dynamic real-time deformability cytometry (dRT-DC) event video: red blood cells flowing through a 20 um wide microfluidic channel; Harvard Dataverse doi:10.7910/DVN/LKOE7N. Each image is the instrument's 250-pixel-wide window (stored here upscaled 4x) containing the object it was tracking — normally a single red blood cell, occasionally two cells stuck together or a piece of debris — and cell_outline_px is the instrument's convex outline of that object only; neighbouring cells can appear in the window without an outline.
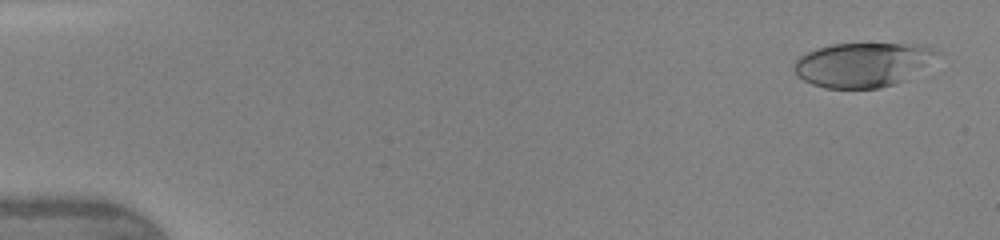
{"species": "human", "species_latin": "Homo sapiens", "temperature_condition": "warm", "stored_images_in_passage": 46, "camera_frame_rate_fps": 3000, "um_per_image_px": 0.085, "donor": {"sex": "female"}, "frame": {"image": 1, "passage_image": 2, "time_ms": 0.333, "image_size_px": [1000, 240], "cell_outline_px": [[932, 52], [924, 64], [904, 80], [880, 88], [824, 88], [812, 84], [796, 76], [792, 68], [796, 60], [800, 56], [816, 48], [832, 44], [916, 44], [932, 48]], "centroid_in_image_um": [73.13, 5.51], "position_along_channel_um": 11.9, "area_um2": 35.84}}
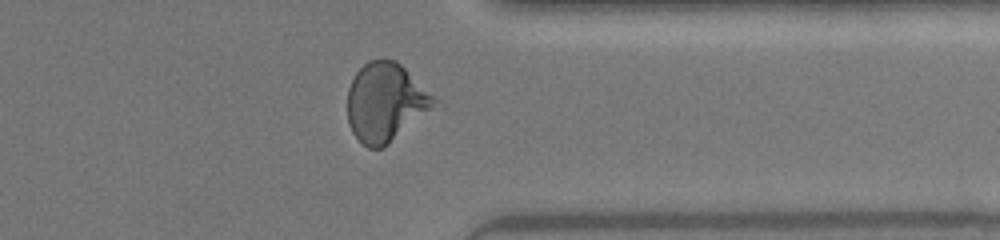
{"frame": {"image": 2, "passage_image": 37, "time_ms": 12.0, "image_size_px": [1000, 240], "cell_outline_px": [[444, 104], [384, 148], [368, 148], [352, 132], [348, 124], [348, 88], [356, 72], [368, 60], [384, 56], [396, 60], [440, 100]], "centroid_in_image_um": [32.87, 8.69], "position_along_channel_um": 378.5, "area_um2": 41.15}}
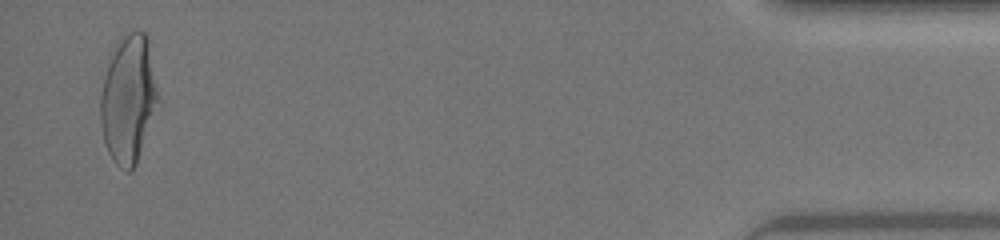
{"frame": {"image": 3, "passage_image": 45, "time_ms": 14.667, "image_size_px": [1000, 240], "cell_outline_px": [[160, 96], [136, 164], [128, 172], [120, 168], [112, 160], [108, 152], [104, 140], [100, 124], [100, 96], [108, 56], [120, 36], [124, 32], [144, 32], [148, 36]], "centroid_in_image_um": [10.9, 8.35], "position_along_channel_um": 424.3, "area_um2": 43.41}, "authors_computed_cell_mechanics": {"area_um2": 38.4081, "velocity_mm_per_s": 4.3715, "shape_relaxation_time_tau1_ms": 4.7297, "shape_relaxation_time_tau2_ms": null, "deformation_change_tau1": 0.2313, "deformation_change_tau2": null}}